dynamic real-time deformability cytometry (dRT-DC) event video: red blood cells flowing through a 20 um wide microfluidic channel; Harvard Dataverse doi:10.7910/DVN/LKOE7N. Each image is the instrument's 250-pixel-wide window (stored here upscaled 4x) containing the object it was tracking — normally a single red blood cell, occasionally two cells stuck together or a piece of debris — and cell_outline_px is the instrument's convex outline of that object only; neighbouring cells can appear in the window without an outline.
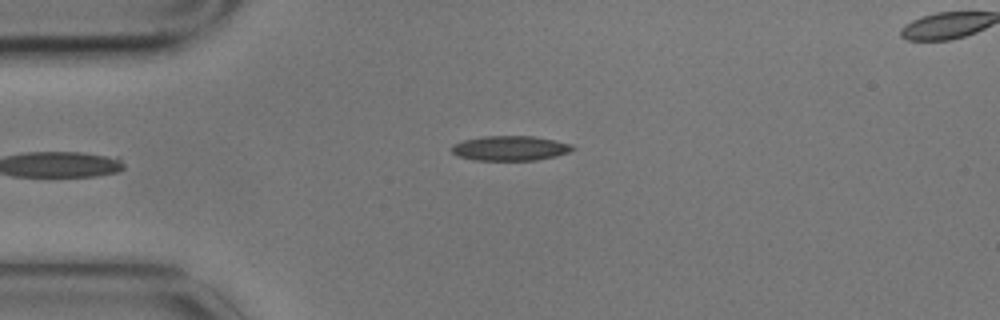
{"species": "common noctule bat (a hibernating species)", "species_latin": "Nyctalus noctula", "temperature_condition": "cold", "stored_images_in_passage": 5, "camera_frame_rate_fps": 3000, "um_per_image_px": 0.085, "animal": {"sex": "male", "body_mass_g": 17.9}, "frame": {"image": 1, "passage_image": 5, "time_ms": 1.333, "image_size_px": [1000, 320], "cell_outline_px": [[576, 148], [568, 152], [556, 156], [536, 160], [472, 160], [456, 156], [452, 152], [452, 144], [464, 140], [484, 136], [532, 136], [556, 140], [572, 144]], "centroid_in_image_um": [43.36, 12.6], "position_along_channel_um": 41.6, "area_um2": 17.57}}